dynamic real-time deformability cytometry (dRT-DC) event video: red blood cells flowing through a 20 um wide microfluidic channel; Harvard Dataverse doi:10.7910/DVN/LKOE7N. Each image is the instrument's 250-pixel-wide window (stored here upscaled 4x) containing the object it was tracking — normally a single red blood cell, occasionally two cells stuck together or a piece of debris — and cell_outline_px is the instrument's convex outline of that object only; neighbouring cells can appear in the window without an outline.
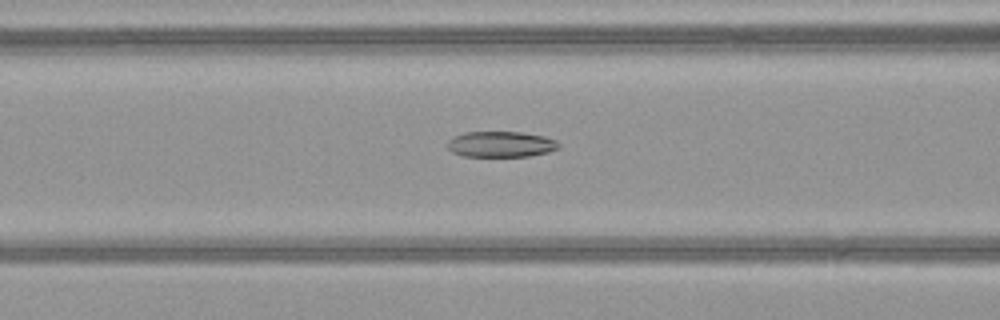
{"species": "common noctule bat (a hibernating species)", "species_latin": "Nyctalus noctula", "temperature_condition": "warm", "stored_images_in_passage": 46, "camera_frame_rate_fps": 3000, "um_per_image_px": 0.085, "animal": {"sex": "female", "body_mass_g": 21.9}, "frame": {"image": 1, "passage_image": 17, "time_ms": 5.333, "image_size_px": [1000, 320], "cell_outline_px": [[560, 148], [548, 152], [528, 156], [464, 156], [452, 152], [448, 148], [448, 140], [464, 132], [520, 132], [544, 136], [556, 140], [560, 144]], "centroid_in_image_um": [42.6, 12.26], "position_along_channel_um": 124.0, "area_um2": 16.65}}
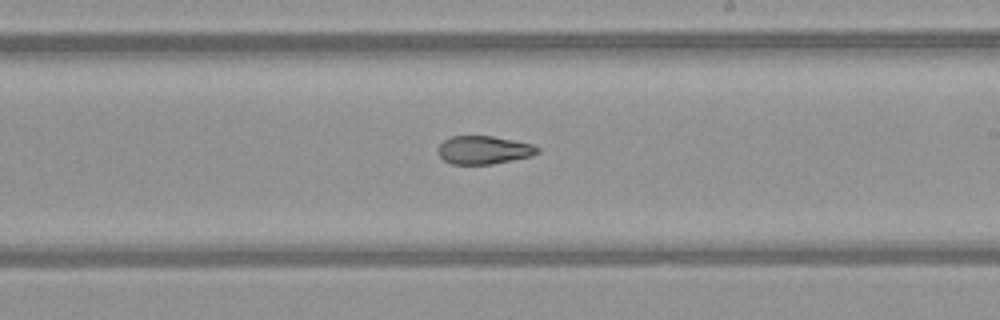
{"frame": {"image": 2, "passage_image": 26, "time_ms": 8.333, "image_size_px": [1000, 320], "cell_outline_px": [[540, 152], [532, 156], [492, 164], [452, 164], [444, 160], [436, 152], [436, 148], [444, 140], [452, 136], [492, 136], [532, 144], [540, 148]], "centroid_in_image_um": [41.11, 12.75], "position_along_channel_um": 247.9, "area_um2": 16.42}}
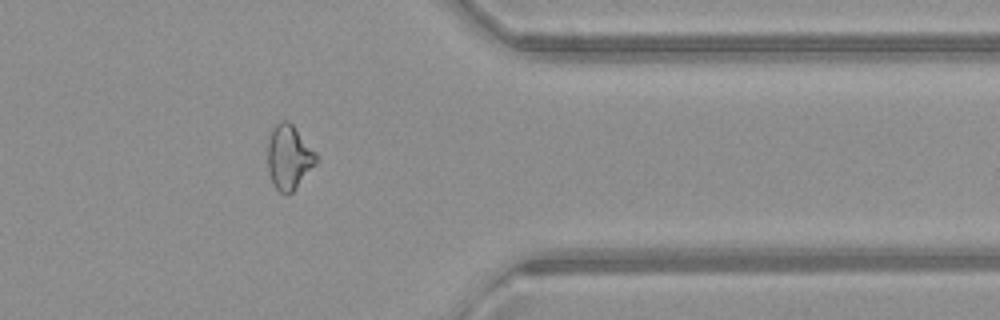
{"frame": {"image": 3, "passage_image": 37, "time_ms": 12.0, "image_size_px": [1000, 320], "cell_outline_px": [[320, 160], [292, 192], [280, 192], [276, 188], [268, 172], [268, 140], [272, 128], [280, 120], [288, 120], [292, 124], [316, 152]], "centroid_in_image_um": [24.58, 13.33], "position_along_channel_um": 386.8, "area_um2": 18.21}, "authors_computed_cell_mechanics": {"area_um2": 18.2648, "velocity_mm_per_s": 4.1169, "shape_relaxation_time_tau1_ms": null, "shape_relaxation_time_tau2_ms": 2.5634, "deformation_change_tau1": null, "deformation_change_tau2": 0.0945}}